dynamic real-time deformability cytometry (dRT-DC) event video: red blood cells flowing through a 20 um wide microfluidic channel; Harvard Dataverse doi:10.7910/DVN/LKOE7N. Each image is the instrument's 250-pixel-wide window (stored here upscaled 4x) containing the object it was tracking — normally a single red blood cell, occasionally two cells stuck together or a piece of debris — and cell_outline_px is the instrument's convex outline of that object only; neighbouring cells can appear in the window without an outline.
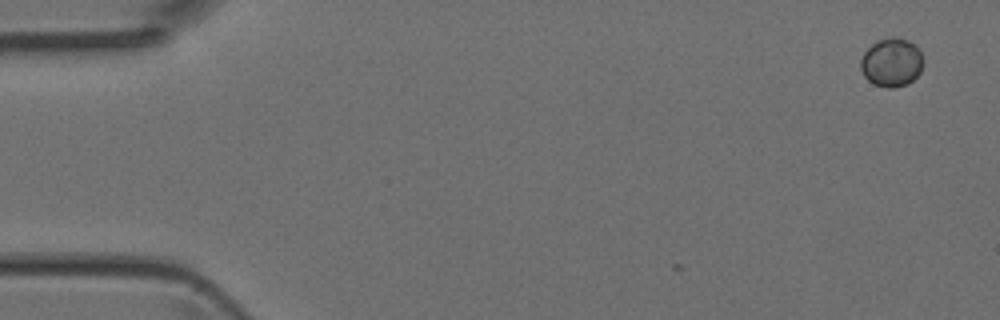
{"species": "Egyptian fruit bat (a non-hibernating species)", "species_latin": "Rousettus aegyptiacus", "temperature_condition": "room temperature", "stored_images_in_passage": 2, "camera_frame_rate_fps": 3000, "um_per_image_px": 0.085, "animal": {"sex": "female"}, "frame": {"image": 1, "passage_image": 2, "time_ms": 0.333, "image_size_px": [1000, 320], "cell_outline_px": [[924, 60], [920, 72], [908, 84], [892, 88], [888, 88], [876, 84], [868, 80], [864, 76], [860, 68], [860, 60], [864, 52], [876, 40], [892, 36], [908, 40], [920, 52]], "centroid_in_image_um": [75.77, 5.3], "position_along_channel_um": 9.2, "area_um2": 17.69}}